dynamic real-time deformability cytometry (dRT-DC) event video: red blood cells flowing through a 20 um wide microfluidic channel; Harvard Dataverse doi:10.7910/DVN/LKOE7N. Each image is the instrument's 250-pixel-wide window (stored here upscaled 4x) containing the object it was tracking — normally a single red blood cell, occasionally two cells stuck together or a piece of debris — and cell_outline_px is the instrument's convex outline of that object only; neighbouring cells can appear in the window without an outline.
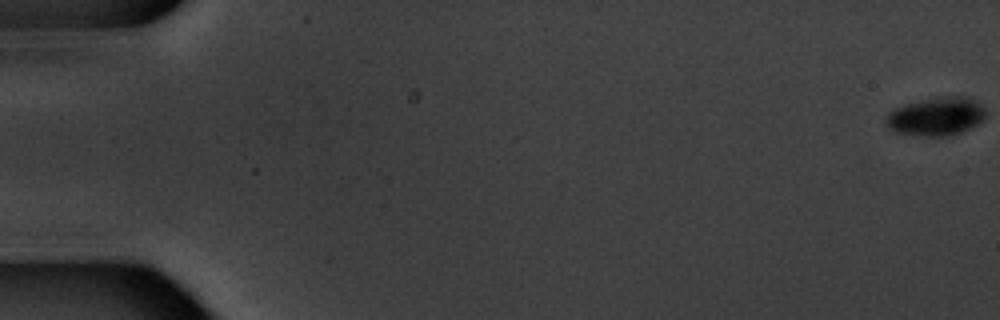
{"species": "common noctule bat (a hibernating species)", "species_latin": "Nyctalus noctula", "temperature_condition": "warm", "stored_images_in_passage": 12, "camera_frame_rate_fps": 3000, "um_per_image_px": 0.085, "animal": {"sex": "male", "body_mass_g": 20.1, "forearm_length_mm": 53.5}, "frame": {"image": 1, "passage_image": 1, "time_ms": 0.0, "image_size_px": [1000, 320], "cell_outline_px": [[984, 120], [952, 136], [936, 140], [896, 132], [888, 128], [884, 124], [884, 120], [888, 112], [904, 104], [952, 96], [964, 96], [980, 104], [984, 108]], "centroid_in_image_um": [79.52, 9.97], "position_along_channel_um": 5.5, "area_um2": 22.54}}
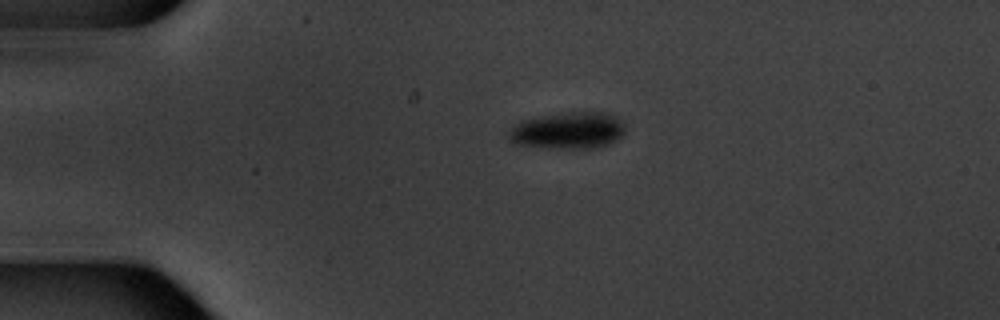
{"frame": {"image": 2, "passage_image": 4, "time_ms": 4.667, "image_size_px": [1000, 320], "cell_outline_px": [[624, 132], [616, 140], [608, 144], [596, 148], [544, 148], [512, 144], [508, 140], [508, 132], [520, 120], [568, 112], [608, 112], [616, 116], [624, 124]], "centroid_in_image_um": [48.26, 11.1], "position_along_channel_um": 36.7, "area_um2": 25.14}}